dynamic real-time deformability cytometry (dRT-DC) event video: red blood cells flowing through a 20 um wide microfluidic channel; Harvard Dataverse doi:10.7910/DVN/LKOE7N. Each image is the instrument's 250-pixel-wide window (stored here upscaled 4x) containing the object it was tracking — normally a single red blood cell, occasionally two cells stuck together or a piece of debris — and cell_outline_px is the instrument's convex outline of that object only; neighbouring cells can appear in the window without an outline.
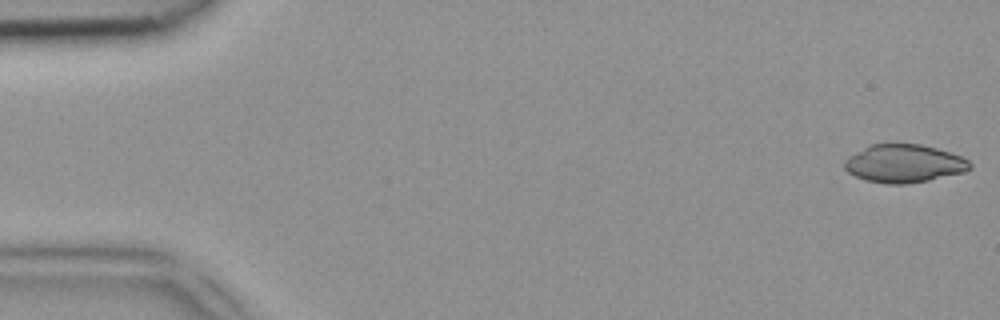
{"species": "common noctule bat (a hibernating species)", "species_latin": "Nyctalus noctula", "temperature_condition": "room temperature", "stored_images_in_passage": 42, "camera_frame_rate_fps": 3000, "um_per_image_px": 0.085, "animal": {"sex": "female", "body_mass_g": 18.4}, "frame": {"image": 1, "passage_image": 1, "time_ms": 0.0, "image_size_px": [1000, 320], "cell_outline_px": [[972, 168], [964, 172], [928, 180], [908, 184], [888, 184], [864, 180], [848, 172], [844, 168], [844, 160], [848, 156], [868, 144], [920, 144], [936, 148], [960, 156], [968, 160], [972, 164]], "centroid_in_image_um": [76.81, 13.9], "position_along_channel_um": 8.2, "area_um2": 27.92}}